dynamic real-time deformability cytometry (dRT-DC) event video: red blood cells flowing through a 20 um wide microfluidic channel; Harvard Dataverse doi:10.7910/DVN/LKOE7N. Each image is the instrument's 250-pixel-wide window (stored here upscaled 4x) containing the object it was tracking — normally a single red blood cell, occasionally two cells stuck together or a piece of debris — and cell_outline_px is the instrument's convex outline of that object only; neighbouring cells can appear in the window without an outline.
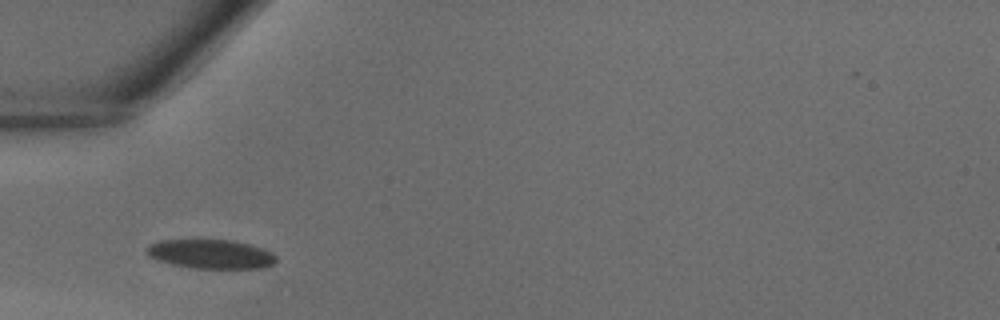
{"species": "common noctule bat (a hibernating species)", "species_latin": "Nyctalus noctula", "temperature_condition": "warm", "stored_images_in_passage": 28, "camera_frame_rate_fps": 3000, "um_per_image_px": 0.085, "animal": {"sex": "male", "body_mass_g": 18.8}, "frame": {"image": 1, "passage_image": 1, "time_ms": 0.0, "image_size_px": [1000, 320], "cell_outline_px": [[276, 260], [272, 264], [264, 268], [192, 268], [172, 264], [156, 260], [148, 256], [148, 244], [160, 240], [236, 240], [272, 252], [276, 256]], "centroid_in_image_um": [17.91, 21.59], "position_along_channel_um": 67.1, "area_um2": 21.91}}
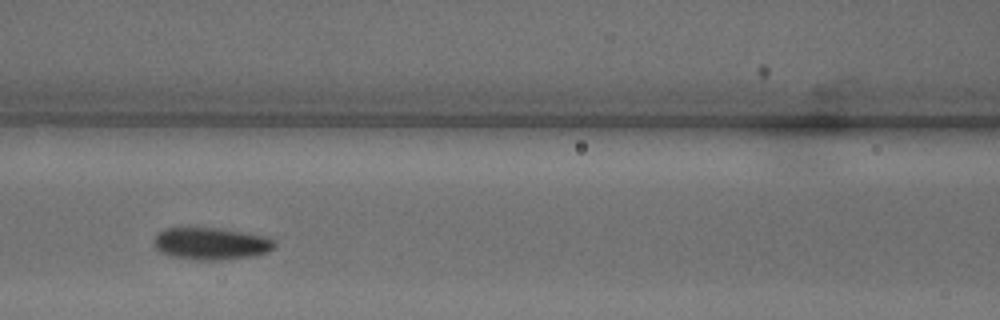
{"frame": {"image": 2, "passage_image": 6, "time_ms": 1.667, "image_size_px": [1000, 320], "cell_outline_px": [[276, 244], [268, 252], [248, 256], [220, 260], [196, 260], [172, 256], [160, 252], [156, 248], [152, 240], [156, 232], [164, 228], [220, 228], [272, 236], [276, 240]], "centroid_in_image_um": [17.94, 20.68], "position_along_channel_um": 148.7, "area_um2": 22.95}}
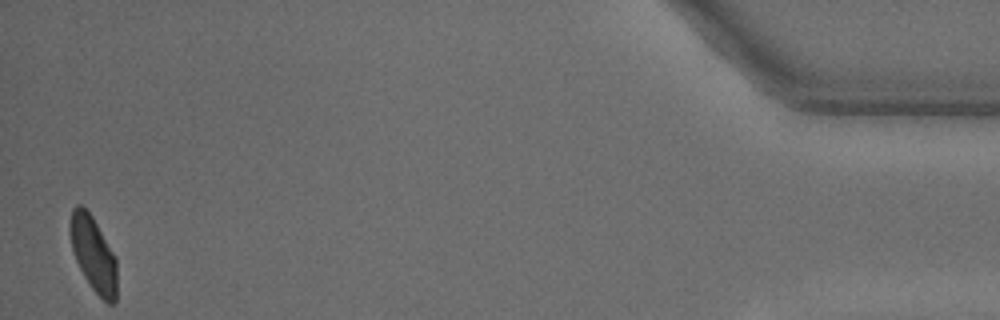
{"frame": {"image": 3, "passage_image": 28, "time_ms": 9.0, "image_size_px": [1000, 320], "cell_outline_px": [[116, 300], [112, 304], [108, 304], [92, 288], [84, 276], [76, 260], [72, 248], [68, 232], [68, 228], [72, 208], [76, 204], [80, 204], [92, 216], [116, 256]], "centroid_in_image_um": [7.92, 21.56], "position_along_channel_um": 427.3, "area_um2": 20.52}}